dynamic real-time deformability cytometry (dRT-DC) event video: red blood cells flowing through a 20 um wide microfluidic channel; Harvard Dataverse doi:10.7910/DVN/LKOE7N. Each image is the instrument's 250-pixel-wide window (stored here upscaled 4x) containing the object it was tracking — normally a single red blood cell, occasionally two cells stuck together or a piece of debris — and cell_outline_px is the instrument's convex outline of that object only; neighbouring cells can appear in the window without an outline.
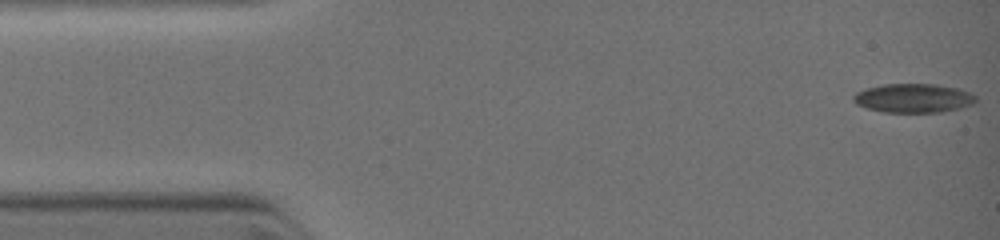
{"species": "common noctule bat (a hibernating species)", "species_latin": "Nyctalus noctula", "temperature_condition": "warm", "stored_images_in_passage": 20, "camera_frame_rate_fps": 3000, "um_per_image_px": 0.085, "animal": {"sex": "female", "body_mass_g": 19.0, "forearm_length_mm": 51.5}, "frame": {"image": 1, "passage_image": 1, "time_ms": 0.0, "image_size_px": [1000, 240], "cell_outline_px": [[976, 100], [972, 104], [960, 108], [940, 112], [884, 112], [868, 108], [856, 104], [852, 100], [852, 96], [856, 92], [868, 88], [884, 84], [936, 84], [956, 88], [968, 92], [976, 96]], "centroid_in_image_um": [77.62, 8.34], "position_along_channel_um": 7.4, "area_um2": 20.52}}
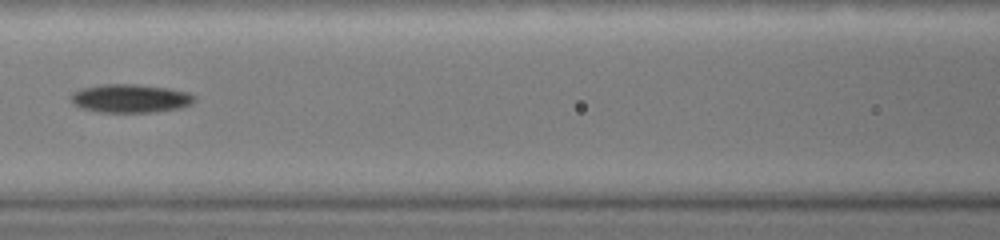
{"frame": {"image": 2, "passage_image": 13, "time_ms": 5.0, "image_size_px": [1000, 240], "cell_outline_px": [[196, 100], [192, 104], [180, 108], [152, 112], [100, 112], [84, 108], [76, 104], [72, 100], [72, 92], [80, 88], [100, 84], [136, 84], [168, 88], [188, 92], [196, 96]], "centroid_in_image_um": [11.13, 8.35], "position_along_channel_um": 155.5, "area_um2": 20.46}}
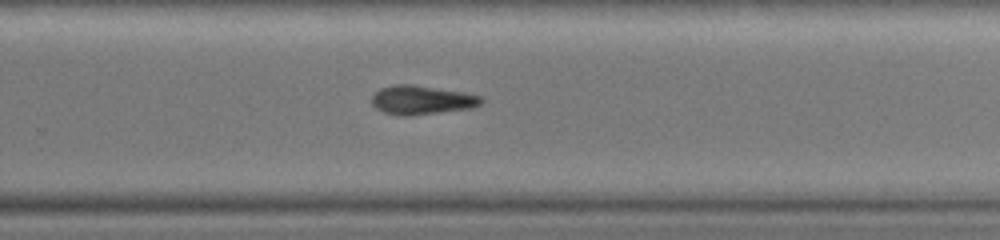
{"frame": {"image": 3, "passage_image": 20, "time_ms": 7.667, "image_size_px": [1000, 240], "cell_outline_px": [[484, 100], [480, 104], [472, 108], [408, 116], [404, 116], [384, 112], [376, 108], [372, 104], [372, 96], [380, 88], [392, 84], [412, 84], [464, 92], [480, 96]], "centroid_in_image_um": [35.84, 8.49], "position_along_channel_um": 294.0, "area_um2": 18.44}}